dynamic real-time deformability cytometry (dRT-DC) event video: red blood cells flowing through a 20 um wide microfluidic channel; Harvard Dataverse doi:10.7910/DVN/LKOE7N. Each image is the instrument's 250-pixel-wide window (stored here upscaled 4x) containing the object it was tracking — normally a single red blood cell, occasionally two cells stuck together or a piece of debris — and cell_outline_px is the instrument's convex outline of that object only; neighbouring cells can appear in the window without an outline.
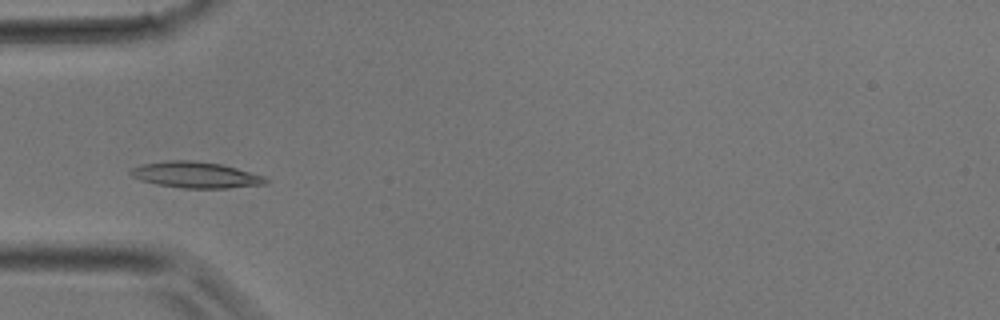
{"species": "common noctule bat (a hibernating species)", "species_latin": "Nyctalus noctula", "temperature_condition": "room temperature", "stored_images_in_passage": 33, "camera_frame_rate_fps": 3000, "um_per_image_px": 0.085, "animal": {"sex": "male", "body_mass_g": 17.9}, "frame": {"image": 1, "passage_image": 9, "time_ms": 2.667, "image_size_px": [1000, 320], "cell_outline_px": [[268, 184], [228, 188], [184, 188], [156, 184], [132, 176], [128, 172], [132, 168], [144, 164], [168, 160], [192, 160], [220, 164], [236, 168], [264, 176], [268, 180]], "centroid_in_image_um": [16.67, 14.87], "position_along_channel_um": 68.3, "area_um2": 20.35}}
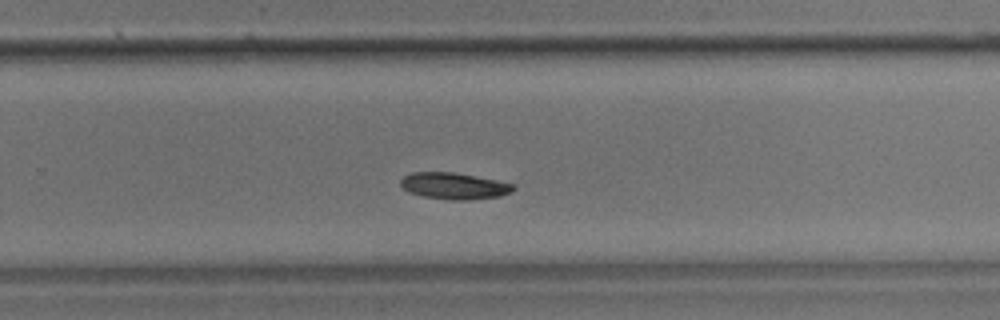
{"frame": {"image": 2, "passage_image": 21, "time_ms": 6.667, "image_size_px": [1000, 320], "cell_outline_px": [[516, 188], [512, 192], [500, 196], [468, 200], [452, 200], [424, 196], [408, 192], [400, 184], [400, 180], [404, 176], [412, 172], [452, 172], [496, 180], [516, 184]], "centroid_in_image_um": [38.62, 15.8], "position_along_channel_um": 291.2, "area_um2": 17.4}}
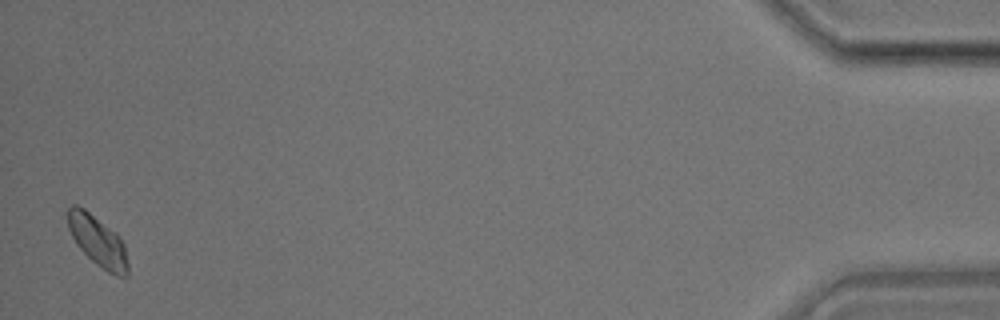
{"frame": {"image": 3, "passage_image": 33, "time_ms": 10.667, "image_size_px": [1000, 320], "cell_outline_px": [[128, 276], [116, 276], [108, 272], [96, 264], [76, 244], [68, 228], [68, 208], [72, 204], [76, 204], [84, 208], [116, 232], [120, 236], [124, 244], [128, 264]], "centroid_in_image_um": [8.32, 20.48], "position_along_channel_um": 426.9, "area_um2": 17.69}}